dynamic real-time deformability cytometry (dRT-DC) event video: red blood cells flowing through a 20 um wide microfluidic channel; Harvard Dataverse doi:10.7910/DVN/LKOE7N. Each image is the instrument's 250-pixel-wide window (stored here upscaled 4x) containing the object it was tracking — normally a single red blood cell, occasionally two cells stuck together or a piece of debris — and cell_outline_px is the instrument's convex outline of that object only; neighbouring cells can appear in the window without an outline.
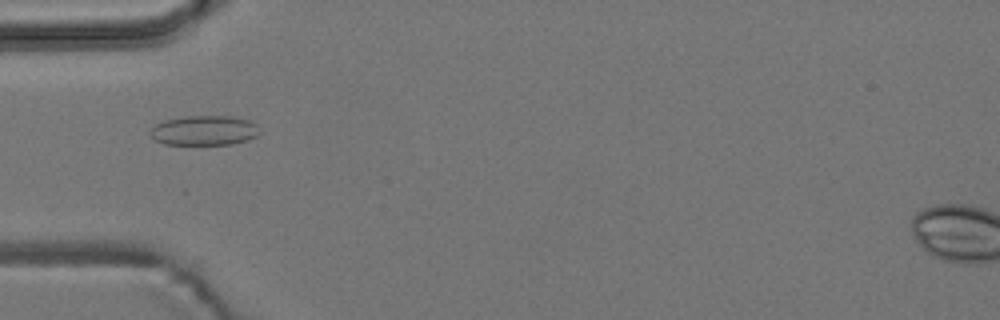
{"species": "common noctule bat (a hibernating species)", "species_latin": "Nyctalus noctula", "temperature_condition": "room temperature", "stored_images_in_passage": 3, "camera_frame_rate_fps": 3000, "um_per_image_px": 0.085, "animal": {"sex": "male", "body_mass_g": 19.2, "forearm_length_mm": 51.8}, "frame": {"image": 1, "passage_image": 1, "time_ms": 0.0, "image_size_px": [1000, 320], "cell_outline_px": [[260, 132], [256, 136], [248, 140], [232, 144], [164, 144], [156, 140], [148, 132], [156, 124], [164, 120], [184, 116], [232, 116], [248, 120], [256, 124]], "centroid_in_image_um": [17.36, 11.08], "position_along_channel_um": 67.6, "area_um2": 18.96}}
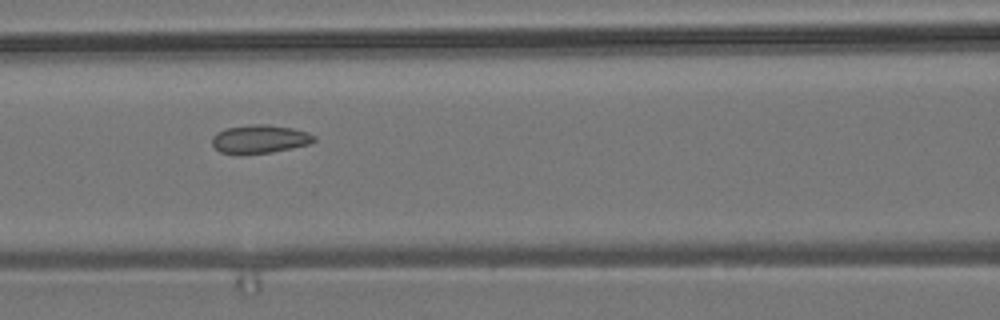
{"frame": {"image": 2, "passage_image": 3, "time_ms": 2.0, "image_size_px": [1000, 320], "cell_outline_px": [[316, 140], [308, 144], [292, 148], [272, 152], [220, 152], [212, 144], [212, 136], [216, 132], [228, 128], [252, 124], [268, 124], [292, 128], [308, 132], [316, 136]], "centroid_in_image_um": [22.12, 11.79], "position_along_channel_um": 144.5, "area_um2": 16.47}}